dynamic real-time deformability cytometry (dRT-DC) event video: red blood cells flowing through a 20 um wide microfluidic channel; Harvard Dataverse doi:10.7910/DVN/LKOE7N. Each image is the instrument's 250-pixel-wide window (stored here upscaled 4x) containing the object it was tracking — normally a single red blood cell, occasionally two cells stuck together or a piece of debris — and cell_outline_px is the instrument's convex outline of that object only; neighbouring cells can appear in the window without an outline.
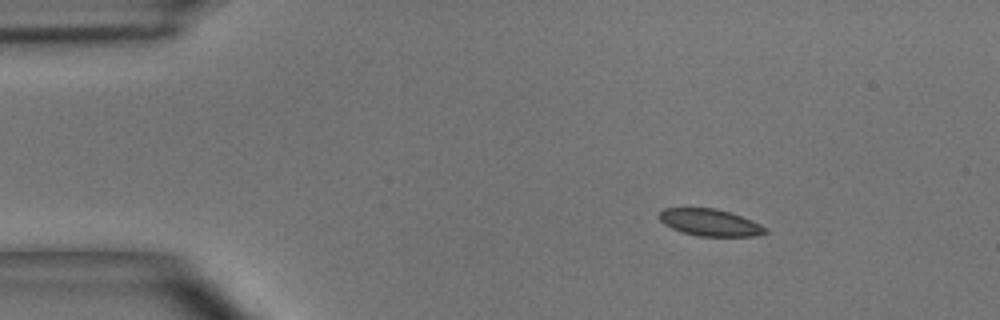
{"species": "common noctule bat (a hibernating species)", "species_latin": "Nyctalus noctula", "temperature_condition": "room temperature", "stored_images_in_passage": 3, "camera_frame_rate_fps": 3000, "um_per_image_px": 0.085, "animal": {"sex": "male", "body_mass_g": 15.6}, "frame": {"image": 1, "passage_image": 1, "time_ms": 0.0, "image_size_px": [1000, 320], "cell_outline_px": [[768, 232], [756, 236], [700, 236], [684, 232], [672, 228], [664, 224], [660, 220], [660, 212], [664, 208], [716, 208], [752, 220], [768, 228]], "centroid_in_image_um": [60.38, 18.91], "position_along_channel_um": 24.6, "area_um2": 16.47}}
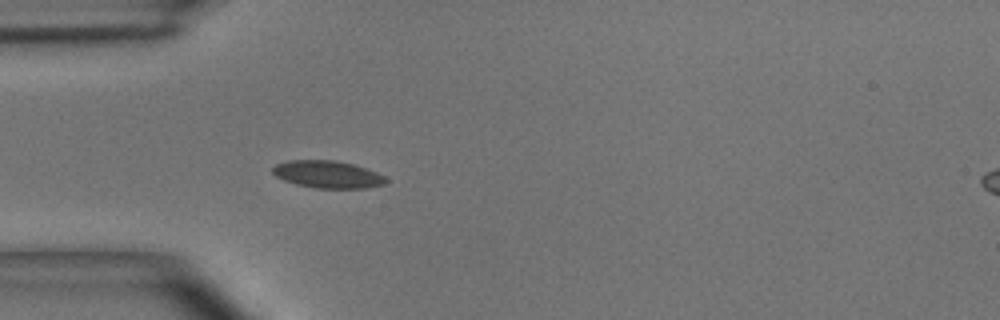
{"frame": {"image": 2, "passage_image": 3, "time_ms": 0.667, "image_size_px": [1000, 320], "cell_outline_px": [[388, 180], [384, 184], [368, 188], [316, 188], [296, 184], [284, 180], [276, 176], [272, 172], [272, 168], [276, 164], [288, 160], [336, 160], [352, 164], [376, 172], [384, 176]], "centroid_in_image_um": [27.84, 14.82], "position_along_channel_um": 57.2, "area_um2": 17.98}}